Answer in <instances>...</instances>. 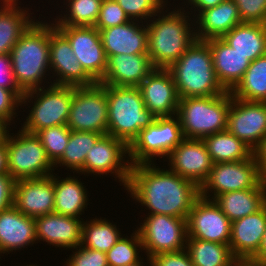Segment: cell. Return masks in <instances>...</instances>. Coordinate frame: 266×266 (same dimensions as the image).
<instances>
[{"label": "cell", "mask_w": 266, "mask_h": 266, "mask_svg": "<svg viewBox=\"0 0 266 266\" xmlns=\"http://www.w3.org/2000/svg\"><path fill=\"white\" fill-rule=\"evenodd\" d=\"M155 163L135 164L125 190L132 199L150 210L148 214H164L187 219L200 188L177 173L156 168Z\"/></svg>", "instance_id": "6da1fadb"}, {"label": "cell", "mask_w": 266, "mask_h": 266, "mask_svg": "<svg viewBox=\"0 0 266 266\" xmlns=\"http://www.w3.org/2000/svg\"><path fill=\"white\" fill-rule=\"evenodd\" d=\"M164 8H166V5L155 15L158 18L155 19L153 16V20H148V22H152L146 23L148 34L147 54L155 68L168 69L197 38L195 28H193L195 23L193 20L191 21V18L189 19L192 13L186 12L181 7L177 11L174 9L167 13ZM189 14L190 16H188Z\"/></svg>", "instance_id": "7a4b0ae2"}, {"label": "cell", "mask_w": 266, "mask_h": 266, "mask_svg": "<svg viewBox=\"0 0 266 266\" xmlns=\"http://www.w3.org/2000/svg\"><path fill=\"white\" fill-rule=\"evenodd\" d=\"M11 63L15 82L25 93L44 87L49 74V23L34 21L13 46Z\"/></svg>", "instance_id": "3957f363"}, {"label": "cell", "mask_w": 266, "mask_h": 266, "mask_svg": "<svg viewBox=\"0 0 266 266\" xmlns=\"http://www.w3.org/2000/svg\"><path fill=\"white\" fill-rule=\"evenodd\" d=\"M168 70L179 99L218 96L227 91L219 83L209 45L196 40Z\"/></svg>", "instance_id": "277c9868"}, {"label": "cell", "mask_w": 266, "mask_h": 266, "mask_svg": "<svg viewBox=\"0 0 266 266\" xmlns=\"http://www.w3.org/2000/svg\"><path fill=\"white\" fill-rule=\"evenodd\" d=\"M105 91L107 134L130 146L140 131L150 126L156 117L146 109L138 87L105 85Z\"/></svg>", "instance_id": "5b68a950"}, {"label": "cell", "mask_w": 266, "mask_h": 266, "mask_svg": "<svg viewBox=\"0 0 266 266\" xmlns=\"http://www.w3.org/2000/svg\"><path fill=\"white\" fill-rule=\"evenodd\" d=\"M232 101L229 91L218 96L179 99L177 116L188 139H203L225 131Z\"/></svg>", "instance_id": "8992f818"}, {"label": "cell", "mask_w": 266, "mask_h": 266, "mask_svg": "<svg viewBox=\"0 0 266 266\" xmlns=\"http://www.w3.org/2000/svg\"><path fill=\"white\" fill-rule=\"evenodd\" d=\"M34 98L35 101L32 100ZM72 99L73 86L50 84L46 89L41 87L25 92L21 98V106L31 102L30 105H34L21 129L35 134L52 126L67 125Z\"/></svg>", "instance_id": "52a82bcc"}, {"label": "cell", "mask_w": 266, "mask_h": 266, "mask_svg": "<svg viewBox=\"0 0 266 266\" xmlns=\"http://www.w3.org/2000/svg\"><path fill=\"white\" fill-rule=\"evenodd\" d=\"M7 130V168L10 176L20 179L41 178L50 176L54 164L36 134L19 130L10 135Z\"/></svg>", "instance_id": "ba28073f"}, {"label": "cell", "mask_w": 266, "mask_h": 266, "mask_svg": "<svg viewBox=\"0 0 266 266\" xmlns=\"http://www.w3.org/2000/svg\"><path fill=\"white\" fill-rule=\"evenodd\" d=\"M184 139L177 115L156 117L150 126L140 131L138 137L129 146L128 156L131 165L154 163L157 157H168Z\"/></svg>", "instance_id": "9c48e42d"}, {"label": "cell", "mask_w": 266, "mask_h": 266, "mask_svg": "<svg viewBox=\"0 0 266 266\" xmlns=\"http://www.w3.org/2000/svg\"><path fill=\"white\" fill-rule=\"evenodd\" d=\"M108 102L105 85L73 86V99L67 126L71 131L107 134Z\"/></svg>", "instance_id": "30bf717a"}, {"label": "cell", "mask_w": 266, "mask_h": 266, "mask_svg": "<svg viewBox=\"0 0 266 266\" xmlns=\"http://www.w3.org/2000/svg\"><path fill=\"white\" fill-rule=\"evenodd\" d=\"M145 218L137 231L148 258L186 249V219L164 214H148Z\"/></svg>", "instance_id": "8fae6325"}, {"label": "cell", "mask_w": 266, "mask_h": 266, "mask_svg": "<svg viewBox=\"0 0 266 266\" xmlns=\"http://www.w3.org/2000/svg\"><path fill=\"white\" fill-rule=\"evenodd\" d=\"M263 180L255 154L247 160L215 163L200 187V197L213 200L227 192L256 188Z\"/></svg>", "instance_id": "7c38bea8"}, {"label": "cell", "mask_w": 266, "mask_h": 266, "mask_svg": "<svg viewBox=\"0 0 266 266\" xmlns=\"http://www.w3.org/2000/svg\"><path fill=\"white\" fill-rule=\"evenodd\" d=\"M127 154L129 155V146L125 142L108 134L103 135L87 152L84 175L85 173L96 176L115 174V180L118 178L120 184L124 185V189H126L132 167Z\"/></svg>", "instance_id": "4fadbf2b"}, {"label": "cell", "mask_w": 266, "mask_h": 266, "mask_svg": "<svg viewBox=\"0 0 266 266\" xmlns=\"http://www.w3.org/2000/svg\"><path fill=\"white\" fill-rule=\"evenodd\" d=\"M49 60L50 71L55 72L51 74L57 77L53 83L48 81L47 84L81 87L97 83L75 57L68 39L51 22L49 24Z\"/></svg>", "instance_id": "5bb4252c"}, {"label": "cell", "mask_w": 266, "mask_h": 266, "mask_svg": "<svg viewBox=\"0 0 266 266\" xmlns=\"http://www.w3.org/2000/svg\"><path fill=\"white\" fill-rule=\"evenodd\" d=\"M226 130L255 152L266 137V102L232 96Z\"/></svg>", "instance_id": "9a60e30c"}, {"label": "cell", "mask_w": 266, "mask_h": 266, "mask_svg": "<svg viewBox=\"0 0 266 266\" xmlns=\"http://www.w3.org/2000/svg\"><path fill=\"white\" fill-rule=\"evenodd\" d=\"M70 42L84 70L99 82L107 69V57L99 30L95 26H55Z\"/></svg>", "instance_id": "2e32d148"}, {"label": "cell", "mask_w": 266, "mask_h": 266, "mask_svg": "<svg viewBox=\"0 0 266 266\" xmlns=\"http://www.w3.org/2000/svg\"><path fill=\"white\" fill-rule=\"evenodd\" d=\"M188 238L229 244L232 222L213 200L199 197L186 219Z\"/></svg>", "instance_id": "e0dca14e"}, {"label": "cell", "mask_w": 266, "mask_h": 266, "mask_svg": "<svg viewBox=\"0 0 266 266\" xmlns=\"http://www.w3.org/2000/svg\"><path fill=\"white\" fill-rule=\"evenodd\" d=\"M170 170L199 188L208 178L213 161L202 139L185 138L168 155Z\"/></svg>", "instance_id": "ac0fdd59"}, {"label": "cell", "mask_w": 266, "mask_h": 266, "mask_svg": "<svg viewBox=\"0 0 266 266\" xmlns=\"http://www.w3.org/2000/svg\"><path fill=\"white\" fill-rule=\"evenodd\" d=\"M142 99L155 117L177 115L179 96L171 72L155 68L138 86Z\"/></svg>", "instance_id": "d6986e66"}, {"label": "cell", "mask_w": 266, "mask_h": 266, "mask_svg": "<svg viewBox=\"0 0 266 266\" xmlns=\"http://www.w3.org/2000/svg\"><path fill=\"white\" fill-rule=\"evenodd\" d=\"M13 206L32 218L54 213V174L16 180Z\"/></svg>", "instance_id": "ffe728a7"}, {"label": "cell", "mask_w": 266, "mask_h": 266, "mask_svg": "<svg viewBox=\"0 0 266 266\" xmlns=\"http://www.w3.org/2000/svg\"><path fill=\"white\" fill-rule=\"evenodd\" d=\"M266 231V204L257 212L232 222L229 246L240 262H249L261 247Z\"/></svg>", "instance_id": "44dd1931"}, {"label": "cell", "mask_w": 266, "mask_h": 266, "mask_svg": "<svg viewBox=\"0 0 266 266\" xmlns=\"http://www.w3.org/2000/svg\"><path fill=\"white\" fill-rule=\"evenodd\" d=\"M83 219L51 213L35 218L36 239L50 246L73 249L81 245Z\"/></svg>", "instance_id": "7402d4cb"}, {"label": "cell", "mask_w": 266, "mask_h": 266, "mask_svg": "<svg viewBox=\"0 0 266 266\" xmlns=\"http://www.w3.org/2000/svg\"><path fill=\"white\" fill-rule=\"evenodd\" d=\"M143 24L146 22L131 20L99 30L106 57L118 54H147L148 34L147 27Z\"/></svg>", "instance_id": "603a6c76"}, {"label": "cell", "mask_w": 266, "mask_h": 266, "mask_svg": "<svg viewBox=\"0 0 266 266\" xmlns=\"http://www.w3.org/2000/svg\"><path fill=\"white\" fill-rule=\"evenodd\" d=\"M155 69L148 54H118L107 58L103 85L138 87Z\"/></svg>", "instance_id": "cb8c5ba5"}, {"label": "cell", "mask_w": 266, "mask_h": 266, "mask_svg": "<svg viewBox=\"0 0 266 266\" xmlns=\"http://www.w3.org/2000/svg\"><path fill=\"white\" fill-rule=\"evenodd\" d=\"M205 42L210 48L216 77L222 87L230 92L241 80L251 61L222 38H212Z\"/></svg>", "instance_id": "d4e9b609"}, {"label": "cell", "mask_w": 266, "mask_h": 266, "mask_svg": "<svg viewBox=\"0 0 266 266\" xmlns=\"http://www.w3.org/2000/svg\"><path fill=\"white\" fill-rule=\"evenodd\" d=\"M35 218L24 215L13 205L0 212V255L36 243Z\"/></svg>", "instance_id": "484cf974"}, {"label": "cell", "mask_w": 266, "mask_h": 266, "mask_svg": "<svg viewBox=\"0 0 266 266\" xmlns=\"http://www.w3.org/2000/svg\"><path fill=\"white\" fill-rule=\"evenodd\" d=\"M191 17L194 19L195 29L197 28L196 38L200 41L222 38L232 28L242 23L237 5L232 0H225Z\"/></svg>", "instance_id": "4316f807"}, {"label": "cell", "mask_w": 266, "mask_h": 266, "mask_svg": "<svg viewBox=\"0 0 266 266\" xmlns=\"http://www.w3.org/2000/svg\"><path fill=\"white\" fill-rule=\"evenodd\" d=\"M213 201L231 221L248 216L266 204V180L256 188L227 192L216 196Z\"/></svg>", "instance_id": "83f0119b"}, {"label": "cell", "mask_w": 266, "mask_h": 266, "mask_svg": "<svg viewBox=\"0 0 266 266\" xmlns=\"http://www.w3.org/2000/svg\"><path fill=\"white\" fill-rule=\"evenodd\" d=\"M0 4V54H8L35 20L30 18L28 8L17 6L18 1H1Z\"/></svg>", "instance_id": "f1b7e54d"}, {"label": "cell", "mask_w": 266, "mask_h": 266, "mask_svg": "<svg viewBox=\"0 0 266 266\" xmlns=\"http://www.w3.org/2000/svg\"><path fill=\"white\" fill-rule=\"evenodd\" d=\"M54 175V213L79 219L88 205L87 190L78 178Z\"/></svg>", "instance_id": "f546056e"}, {"label": "cell", "mask_w": 266, "mask_h": 266, "mask_svg": "<svg viewBox=\"0 0 266 266\" xmlns=\"http://www.w3.org/2000/svg\"><path fill=\"white\" fill-rule=\"evenodd\" d=\"M222 39L251 62L266 54V24L242 22Z\"/></svg>", "instance_id": "4dcf8cb0"}, {"label": "cell", "mask_w": 266, "mask_h": 266, "mask_svg": "<svg viewBox=\"0 0 266 266\" xmlns=\"http://www.w3.org/2000/svg\"><path fill=\"white\" fill-rule=\"evenodd\" d=\"M203 142L213 163L250 159L254 151L227 130L204 137Z\"/></svg>", "instance_id": "1f68e13d"}, {"label": "cell", "mask_w": 266, "mask_h": 266, "mask_svg": "<svg viewBox=\"0 0 266 266\" xmlns=\"http://www.w3.org/2000/svg\"><path fill=\"white\" fill-rule=\"evenodd\" d=\"M186 250L194 266H234L238 262L229 244L187 238Z\"/></svg>", "instance_id": "d6a6232c"}, {"label": "cell", "mask_w": 266, "mask_h": 266, "mask_svg": "<svg viewBox=\"0 0 266 266\" xmlns=\"http://www.w3.org/2000/svg\"><path fill=\"white\" fill-rule=\"evenodd\" d=\"M230 93L240 100L266 102V54L250 63Z\"/></svg>", "instance_id": "836d02e7"}, {"label": "cell", "mask_w": 266, "mask_h": 266, "mask_svg": "<svg viewBox=\"0 0 266 266\" xmlns=\"http://www.w3.org/2000/svg\"><path fill=\"white\" fill-rule=\"evenodd\" d=\"M102 136L103 134L98 132L71 131L64 154L54 164V166H56L54 168L65 166L69 168L73 174L74 172L84 174V162L87 152Z\"/></svg>", "instance_id": "e575fe53"}, {"label": "cell", "mask_w": 266, "mask_h": 266, "mask_svg": "<svg viewBox=\"0 0 266 266\" xmlns=\"http://www.w3.org/2000/svg\"><path fill=\"white\" fill-rule=\"evenodd\" d=\"M122 234L116 224L102 218L83 222L81 245L101 252H108Z\"/></svg>", "instance_id": "d590c367"}, {"label": "cell", "mask_w": 266, "mask_h": 266, "mask_svg": "<svg viewBox=\"0 0 266 266\" xmlns=\"http://www.w3.org/2000/svg\"><path fill=\"white\" fill-rule=\"evenodd\" d=\"M103 0H66V10L61 18L57 16L55 26H95ZM68 2V5H67ZM57 20V21H56Z\"/></svg>", "instance_id": "8d00e7d4"}, {"label": "cell", "mask_w": 266, "mask_h": 266, "mask_svg": "<svg viewBox=\"0 0 266 266\" xmlns=\"http://www.w3.org/2000/svg\"><path fill=\"white\" fill-rule=\"evenodd\" d=\"M139 250L143 251V245L137 230L132 233L131 238L121 236L106 252L108 266H125L139 262L142 259L139 257Z\"/></svg>", "instance_id": "74e56055"}, {"label": "cell", "mask_w": 266, "mask_h": 266, "mask_svg": "<svg viewBox=\"0 0 266 266\" xmlns=\"http://www.w3.org/2000/svg\"><path fill=\"white\" fill-rule=\"evenodd\" d=\"M71 130L67 125H58L37 131L48 158L55 164L64 154Z\"/></svg>", "instance_id": "f35d334b"}, {"label": "cell", "mask_w": 266, "mask_h": 266, "mask_svg": "<svg viewBox=\"0 0 266 266\" xmlns=\"http://www.w3.org/2000/svg\"><path fill=\"white\" fill-rule=\"evenodd\" d=\"M125 11L130 20L147 22L155 16L167 0H115ZM167 3V4H166ZM144 20V21H143Z\"/></svg>", "instance_id": "ab89813d"}, {"label": "cell", "mask_w": 266, "mask_h": 266, "mask_svg": "<svg viewBox=\"0 0 266 266\" xmlns=\"http://www.w3.org/2000/svg\"><path fill=\"white\" fill-rule=\"evenodd\" d=\"M129 21L131 20L115 0H103L95 27L98 30L107 29Z\"/></svg>", "instance_id": "60d3db41"}, {"label": "cell", "mask_w": 266, "mask_h": 266, "mask_svg": "<svg viewBox=\"0 0 266 266\" xmlns=\"http://www.w3.org/2000/svg\"><path fill=\"white\" fill-rule=\"evenodd\" d=\"M242 22L266 24V0H232Z\"/></svg>", "instance_id": "b9f144b4"}, {"label": "cell", "mask_w": 266, "mask_h": 266, "mask_svg": "<svg viewBox=\"0 0 266 266\" xmlns=\"http://www.w3.org/2000/svg\"><path fill=\"white\" fill-rule=\"evenodd\" d=\"M74 249L75 252L65 261V266H108L106 253L82 245Z\"/></svg>", "instance_id": "7bdbcfd3"}, {"label": "cell", "mask_w": 266, "mask_h": 266, "mask_svg": "<svg viewBox=\"0 0 266 266\" xmlns=\"http://www.w3.org/2000/svg\"><path fill=\"white\" fill-rule=\"evenodd\" d=\"M21 106V99L10 89L0 87V120L7 126L11 124L16 110ZM17 107V109H16Z\"/></svg>", "instance_id": "ee69618b"}, {"label": "cell", "mask_w": 266, "mask_h": 266, "mask_svg": "<svg viewBox=\"0 0 266 266\" xmlns=\"http://www.w3.org/2000/svg\"><path fill=\"white\" fill-rule=\"evenodd\" d=\"M146 258L148 266H194L186 249L178 252L161 253L151 258Z\"/></svg>", "instance_id": "f6af8a7d"}, {"label": "cell", "mask_w": 266, "mask_h": 266, "mask_svg": "<svg viewBox=\"0 0 266 266\" xmlns=\"http://www.w3.org/2000/svg\"><path fill=\"white\" fill-rule=\"evenodd\" d=\"M0 87L12 90L20 99L24 95L15 82L10 53L0 54Z\"/></svg>", "instance_id": "bcb514c9"}, {"label": "cell", "mask_w": 266, "mask_h": 266, "mask_svg": "<svg viewBox=\"0 0 266 266\" xmlns=\"http://www.w3.org/2000/svg\"><path fill=\"white\" fill-rule=\"evenodd\" d=\"M15 180L7 174H0V212L13 205Z\"/></svg>", "instance_id": "7dc6e473"}, {"label": "cell", "mask_w": 266, "mask_h": 266, "mask_svg": "<svg viewBox=\"0 0 266 266\" xmlns=\"http://www.w3.org/2000/svg\"><path fill=\"white\" fill-rule=\"evenodd\" d=\"M223 1H225V0H188L187 3H189L191 6L190 7L191 9L189 12L193 13V11H195L194 14H197L196 13V11H197L199 14L200 12H202L208 8H212V7L219 5ZM191 10H193V11H191Z\"/></svg>", "instance_id": "c3c4849f"}, {"label": "cell", "mask_w": 266, "mask_h": 266, "mask_svg": "<svg viewBox=\"0 0 266 266\" xmlns=\"http://www.w3.org/2000/svg\"><path fill=\"white\" fill-rule=\"evenodd\" d=\"M254 154L259 165L260 174L262 178L266 180V137L263 139Z\"/></svg>", "instance_id": "681fc988"}, {"label": "cell", "mask_w": 266, "mask_h": 266, "mask_svg": "<svg viewBox=\"0 0 266 266\" xmlns=\"http://www.w3.org/2000/svg\"><path fill=\"white\" fill-rule=\"evenodd\" d=\"M7 132L5 137L0 140V174H7Z\"/></svg>", "instance_id": "f907efd6"}, {"label": "cell", "mask_w": 266, "mask_h": 266, "mask_svg": "<svg viewBox=\"0 0 266 266\" xmlns=\"http://www.w3.org/2000/svg\"><path fill=\"white\" fill-rule=\"evenodd\" d=\"M256 265L266 266V231L264 233L263 241L257 254L249 261Z\"/></svg>", "instance_id": "816d5d0a"}, {"label": "cell", "mask_w": 266, "mask_h": 266, "mask_svg": "<svg viewBox=\"0 0 266 266\" xmlns=\"http://www.w3.org/2000/svg\"><path fill=\"white\" fill-rule=\"evenodd\" d=\"M8 128L9 126H7L4 122L0 120V140H2L5 137Z\"/></svg>", "instance_id": "f5cc1de1"}, {"label": "cell", "mask_w": 266, "mask_h": 266, "mask_svg": "<svg viewBox=\"0 0 266 266\" xmlns=\"http://www.w3.org/2000/svg\"><path fill=\"white\" fill-rule=\"evenodd\" d=\"M238 266H264V265H256L250 262H240L238 261Z\"/></svg>", "instance_id": "db71d44e"}, {"label": "cell", "mask_w": 266, "mask_h": 266, "mask_svg": "<svg viewBox=\"0 0 266 266\" xmlns=\"http://www.w3.org/2000/svg\"><path fill=\"white\" fill-rule=\"evenodd\" d=\"M142 260H143V258L139 262H137L135 264L125 265V266H144L143 265L144 263L142 262Z\"/></svg>", "instance_id": "11a10c76"}, {"label": "cell", "mask_w": 266, "mask_h": 266, "mask_svg": "<svg viewBox=\"0 0 266 266\" xmlns=\"http://www.w3.org/2000/svg\"><path fill=\"white\" fill-rule=\"evenodd\" d=\"M0 1H19V0H0Z\"/></svg>", "instance_id": "9f6ffc18"}]
</instances>
